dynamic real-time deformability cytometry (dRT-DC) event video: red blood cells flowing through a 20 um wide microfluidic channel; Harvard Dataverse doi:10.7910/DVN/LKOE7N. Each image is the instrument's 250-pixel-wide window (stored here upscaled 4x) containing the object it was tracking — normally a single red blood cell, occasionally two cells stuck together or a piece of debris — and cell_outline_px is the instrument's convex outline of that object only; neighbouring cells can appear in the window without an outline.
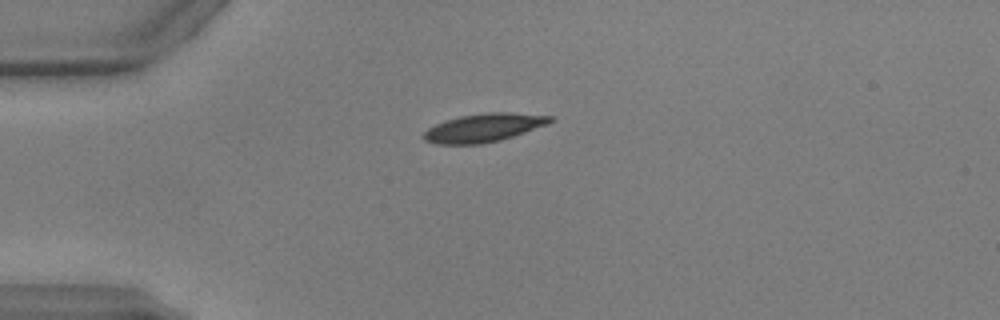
{"species": "common noctule bat (a hibernating species)", "species_latin": "Nyctalus noctula", "temperature_condition": "warm", "stored_images_in_passage": 40, "camera_frame_rate_fps": 3000, "um_per_image_px": 0.085, "animal": {"sex": "male", "body_mass_g": 17.9, "forearm_length_mm": 54.2}, "frame": {"image": 1, "passage_image": 1, "time_ms": 0.0, "image_size_px": [1000, 320], "cell_outline_px": [[556, 120], [548, 124], [500, 140], [480, 144], [436, 144], [424, 140], [420, 136], [428, 128], [444, 120], [460, 116], [488, 112], [508, 112], [552, 116]], "centroid_in_image_um": [41.09, 10.85], "position_along_channel_um": 43.9, "area_um2": 20.92}}
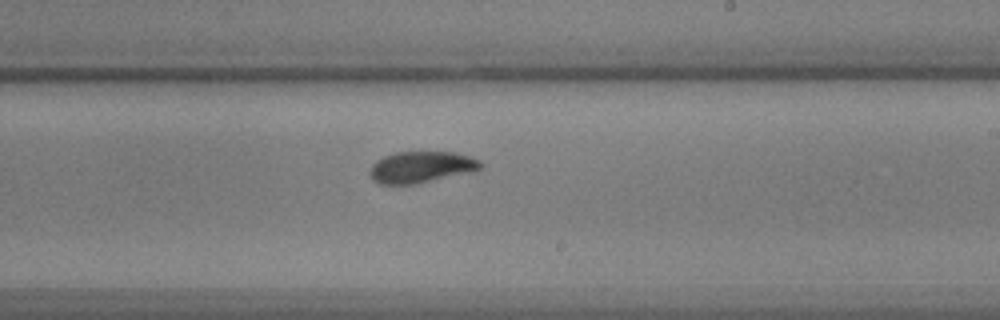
{"frame": {"image": 2, "passage_image": 19, "time_ms": 6.0, "image_size_px": [1000, 320], "cell_outline_px": [[480, 168], [472, 172], [416, 184], [380, 184], [372, 180], [368, 172], [372, 164], [376, 160], [384, 156], [396, 152], [456, 152], [480, 160]], "centroid_in_image_um": [35.76, 14.21], "position_along_channel_um": 253.2, "area_um2": 20.35}}
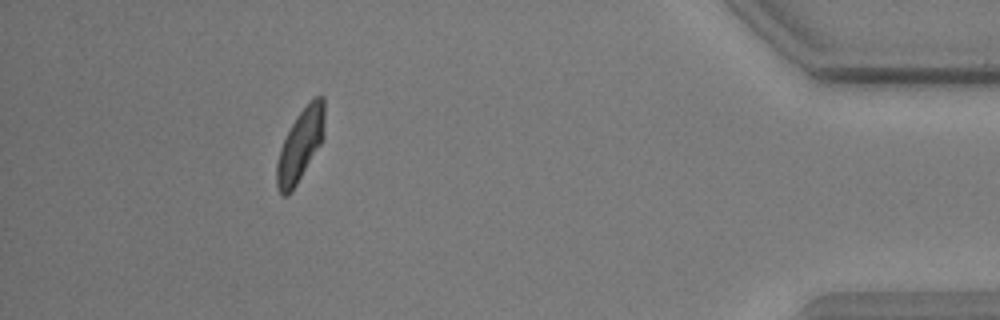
{"frame": {"image": 3, "passage_image": 35, "time_ms": 11.333, "image_size_px": [1000, 320], "cell_outline_px": [[324, 140], [292, 192], [288, 196], [284, 196], [280, 192], [276, 184], [276, 164], [280, 148], [292, 124], [300, 112], [316, 96], [324, 96]], "centroid_in_image_um": [25.54, 12.38], "position_along_channel_um": 409.7, "area_um2": 20.0}, "authors_computed_cell_mechanics": {"area_um2": 20.2878, "velocity_mm_per_s": 3.8921, "shape_relaxation_time_tau1_ms": 2.0925, "shape_relaxation_time_tau2_ms": 0.6955, "deformation_change_tau1": 0.1446, "deformation_change_tau2": 0.0591}}